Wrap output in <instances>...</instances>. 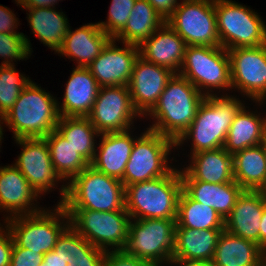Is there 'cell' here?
<instances>
[{
	"mask_svg": "<svg viewBox=\"0 0 266 266\" xmlns=\"http://www.w3.org/2000/svg\"><path fill=\"white\" fill-rule=\"evenodd\" d=\"M205 97L187 78L174 73L161 93L158 103L147 114L156 120L147 129L176 142L191 126Z\"/></svg>",
	"mask_w": 266,
	"mask_h": 266,
	"instance_id": "6da1fadb",
	"label": "cell"
},
{
	"mask_svg": "<svg viewBox=\"0 0 266 266\" xmlns=\"http://www.w3.org/2000/svg\"><path fill=\"white\" fill-rule=\"evenodd\" d=\"M62 185L60 202L65 209H88L100 212L125 209V186L114 177L91 165Z\"/></svg>",
	"mask_w": 266,
	"mask_h": 266,
	"instance_id": "7a4b0ae2",
	"label": "cell"
},
{
	"mask_svg": "<svg viewBox=\"0 0 266 266\" xmlns=\"http://www.w3.org/2000/svg\"><path fill=\"white\" fill-rule=\"evenodd\" d=\"M58 105L53 95L30 81L1 119L13 131L14 139L44 138L56 130Z\"/></svg>",
	"mask_w": 266,
	"mask_h": 266,
	"instance_id": "3957f363",
	"label": "cell"
},
{
	"mask_svg": "<svg viewBox=\"0 0 266 266\" xmlns=\"http://www.w3.org/2000/svg\"><path fill=\"white\" fill-rule=\"evenodd\" d=\"M231 95L206 96L200 103L191 126L175 142L180 146L192 138L191 154L223 148L231 123L244 104Z\"/></svg>",
	"mask_w": 266,
	"mask_h": 266,
	"instance_id": "277c9868",
	"label": "cell"
},
{
	"mask_svg": "<svg viewBox=\"0 0 266 266\" xmlns=\"http://www.w3.org/2000/svg\"><path fill=\"white\" fill-rule=\"evenodd\" d=\"M182 190L180 170L125 187V209L132 219H177Z\"/></svg>",
	"mask_w": 266,
	"mask_h": 266,
	"instance_id": "5b68a950",
	"label": "cell"
},
{
	"mask_svg": "<svg viewBox=\"0 0 266 266\" xmlns=\"http://www.w3.org/2000/svg\"><path fill=\"white\" fill-rule=\"evenodd\" d=\"M52 211L41 209L33 214L7 218L6 226L14 243L37 254L52 251L58 237L70 225V218L62 204L56 205Z\"/></svg>",
	"mask_w": 266,
	"mask_h": 266,
	"instance_id": "8992f818",
	"label": "cell"
},
{
	"mask_svg": "<svg viewBox=\"0 0 266 266\" xmlns=\"http://www.w3.org/2000/svg\"><path fill=\"white\" fill-rule=\"evenodd\" d=\"M220 46L226 50L266 44V25L257 12L231 0H214Z\"/></svg>",
	"mask_w": 266,
	"mask_h": 266,
	"instance_id": "52a82bcc",
	"label": "cell"
},
{
	"mask_svg": "<svg viewBox=\"0 0 266 266\" xmlns=\"http://www.w3.org/2000/svg\"><path fill=\"white\" fill-rule=\"evenodd\" d=\"M129 223L127 241L123 251L147 261L151 266L172 263L176 220L133 219Z\"/></svg>",
	"mask_w": 266,
	"mask_h": 266,
	"instance_id": "ba28073f",
	"label": "cell"
},
{
	"mask_svg": "<svg viewBox=\"0 0 266 266\" xmlns=\"http://www.w3.org/2000/svg\"><path fill=\"white\" fill-rule=\"evenodd\" d=\"M180 69L178 74L205 96L214 95L209 93L213 88L226 91L232 88L230 58L222 46H186ZM204 88L208 91L205 92Z\"/></svg>",
	"mask_w": 266,
	"mask_h": 266,
	"instance_id": "9c48e42d",
	"label": "cell"
},
{
	"mask_svg": "<svg viewBox=\"0 0 266 266\" xmlns=\"http://www.w3.org/2000/svg\"><path fill=\"white\" fill-rule=\"evenodd\" d=\"M65 210L70 218V226L93 246L104 251H109L108 247L112 251L124 249L131 220L126 209L110 212Z\"/></svg>",
	"mask_w": 266,
	"mask_h": 266,
	"instance_id": "30bf717a",
	"label": "cell"
},
{
	"mask_svg": "<svg viewBox=\"0 0 266 266\" xmlns=\"http://www.w3.org/2000/svg\"><path fill=\"white\" fill-rule=\"evenodd\" d=\"M175 142L160 133L147 129L133 144L131 155L121 180L130 184L150 181L167 175L172 169L167 160Z\"/></svg>",
	"mask_w": 266,
	"mask_h": 266,
	"instance_id": "8fae6325",
	"label": "cell"
},
{
	"mask_svg": "<svg viewBox=\"0 0 266 266\" xmlns=\"http://www.w3.org/2000/svg\"><path fill=\"white\" fill-rule=\"evenodd\" d=\"M166 23L187 46H220L214 0H183Z\"/></svg>",
	"mask_w": 266,
	"mask_h": 266,
	"instance_id": "7c38bea8",
	"label": "cell"
},
{
	"mask_svg": "<svg viewBox=\"0 0 266 266\" xmlns=\"http://www.w3.org/2000/svg\"><path fill=\"white\" fill-rule=\"evenodd\" d=\"M137 116L141 115L133 105L128 86H104L87 117L102 134L129 130Z\"/></svg>",
	"mask_w": 266,
	"mask_h": 266,
	"instance_id": "4fadbf2b",
	"label": "cell"
},
{
	"mask_svg": "<svg viewBox=\"0 0 266 266\" xmlns=\"http://www.w3.org/2000/svg\"><path fill=\"white\" fill-rule=\"evenodd\" d=\"M232 89H239L252 101L266 100V44L227 50Z\"/></svg>",
	"mask_w": 266,
	"mask_h": 266,
	"instance_id": "5bb4252c",
	"label": "cell"
},
{
	"mask_svg": "<svg viewBox=\"0 0 266 266\" xmlns=\"http://www.w3.org/2000/svg\"><path fill=\"white\" fill-rule=\"evenodd\" d=\"M111 39L102 52L87 66L100 87L128 86L135 61L140 55L139 46L123 43L116 46Z\"/></svg>",
	"mask_w": 266,
	"mask_h": 266,
	"instance_id": "9a60e30c",
	"label": "cell"
},
{
	"mask_svg": "<svg viewBox=\"0 0 266 266\" xmlns=\"http://www.w3.org/2000/svg\"><path fill=\"white\" fill-rule=\"evenodd\" d=\"M23 148L14 164L38 195L45 194L61 181L51 161L45 138L15 139Z\"/></svg>",
	"mask_w": 266,
	"mask_h": 266,
	"instance_id": "2e32d148",
	"label": "cell"
},
{
	"mask_svg": "<svg viewBox=\"0 0 266 266\" xmlns=\"http://www.w3.org/2000/svg\"><path fill=\"white\" fill-rule=\"evenodd\" d=\"M174 72L169 68L146 61L139 55L135 61L128 88L135 109L146 116L158 103L168 80Z\"/></svg>",
	"mask_w": 266,
	"mask_h": 266,
	"instance_id": "e0dca14e",
	"label": "cell"
},
{
	"mask_svg": "<svg viewBox=\"0 0 266 266\" xmlns=\"http://www.w3.org/2000/svg\"><path fill=\"white\" fill-rule=\"evenodd\" d=\"M266 206V191L244 190L224 220V230L260 246V221Z\"/></svg>",
	"mask_w": 266,
	"mask_h": 266,
	"instance_id": "ac0fdd59",
	"label": "cell"
},
{
	"mask_svg": "<svg viewBox=\"0 0 266 266\" xmlns=\"http://www.w3.org/2000/svg\"><path fill=\"white\" fill-rule=\"evenodd\" d=\"M38 196L15 165L0 167V210L10 212L5 219L40 211L34 204Z\"/></svg>",
	"mask_w": 266,
	"mask_h": 266,
	"instance_id": "d6986e66",
	"label": "cell"
},
{
	"mask_svg": "<svg viewBox=\"0 0 266 266\" xmlns=\"http://www.w3.org/2000/svg\"><path fill=\"white\" fill-rule=\"evenodd\" d=\"M186 46L185 41L165 22L139 46V50L146 61L178 73Z\"/></svg>",
	"mask_w": 266,
	"mask_h": 266,
	"instance_id": "ffe728a7",
	"label": "cell"
},
{
	"mask_svg": "<svg viewBox=\"0 0 266 266\" xmlns=\"http://www.w3.org/2000/svg\"><path fill=\"white\" fill-rule=\"evenodd\" d=\"M100 135L99 150L96 149L90 165L107 176L122 180L134 141L137 138H132L130 129Z\"/></svg>",
	"mask_w": 266,
	"mask_h": 266,
	"instance_id": "44dd1931",
	"label": "cell"
},
{
	"mask_svg": "<svg viewBox=\"0 0 266 266\" xmlns=\"http://www.w3.org/2000/svg\"><path fill=\"white\" fill-rule=\"evenodd\" d=\"M99 89L100 86L90 70L76 66L67 81L62 106L58 105L60 117H87Z\"/></svg>",
	"mask_w": 266,
	"mask_h": 266,
	"instance_id": "7402d4cb",
	"label": "cell"
},
{
	"mask_svg": "<svg viewBox=\"0 0 266 266\" xmlns=\"http://www.w3.org/2000/svg\"><path fill=\"white\" fill-rule=\"evenodd\" d=\"M190 165L180 170L182 180L219 184L234 181L233 155L224 148L192 154Z\"/></svg>",
	"mask_w": 266,
	"mask_h": 266,
	"instance_id": "603a6c76",
	"label": "cell"
},
{
	"mask_svg": "<svg viewBox=\"0 0 266 266\" xmlns=\"http://www.w3.org/2000/svg\"><path fill=\"white\" fill-rule=\"evenodd\" d=\"M112 38L108 36L98 23L83 25L75 31L70 26L58 54L73 58L77 67H87L102 52Z\"/></svg>",
	"mask_w": 266,
	"mask_h": 266,
	"instance_id": "cb8c5ba5",
	"label": "cell"
},
{
	"mask_svg": "<svg viewBox=\"0 0 266 266\" xmlns=\"http://www.w3.org/2000/svg\"><path fill=\"white\" fill-rule=\"evenodd\" d=\"M223 230L175 227L172 261L211 262Z\"/></svg>",
	"mask_w": 266,
	"mask_h": 266,
	"instance_id": "d4e9b609",
	"label": "cell"
},
{
	"mask_svg": "<svg viewBox=\"0 0 266 266\" xmlns=\"http://www.w3.org/2000/svg\"><path fill=\"white\" fill-rule=\"evenodd\" d=\"M211 263L213 266H266V252L259 244L223 230Z\"/></svg>",
	"mask_w": 266,
	"mask_h": 266,
	"instance_id": "484cf974",
	"label": "cell"
},
{
	"mask_svg": "<svg viewBox=\"0 0 266 266\" xmlns=\"http://www.w3.org/2000/svg\"><path fill=\"white\" fill-rule=\"evenodd\" d=\"M182 189L193 200L212 207L224 220L244 191L235 181L213 184L199 180H182Z\"/></svg>",
	"mask_w": 266,
	"mask_h": 266,
	"instance_id": "4316f807",
	"label": "cell"
},
{
	"mask_svg": "<svg viewBox=\"0 0 266 266\" xmlns=\"http://www.w3.org/2000/svg\"><path fill=\"white\" fill-rule=\"evenodd\" d=\"M266 136V118L250 112L243 106L230 125L224 149L234 154L261 144Z\"/></svg>",
	"mask_w": 266,
	"mask_h": 266,
	"instance_id": "83f0119b",
	"label": "cell"
},
{
	"mask_svg": "<svg viewBox=\"0 0 266 266\" xmlns=\"http://www.w3.org/2000/svg\"><path fill=\"white\" fill-rule=\"evenodd\" d=\"M67 266H102L106 251L93 246L70 225L58 237L55 247Z\"/></svg>",
	"mask_w": 266,
	"mask_h": 266,
	"instance_id": "f1b7e54d",
	"label": "cell"
},
{
	"mask_svg": "<svg viewBox=\"0 0 266 266\" xmlns=\"http://www.w3.org/2000/svg\"><path fill=\"white\" fill-rule=\"evenodd\" d=\"M165 22L147 0H136L125 27L113 39L140 46Z\"/></svg>",
	"mask_w": 266,
	"mask_h": 266,
	"instance_id": "f546056e",
	"label": "cell"
},
{
	"mask_svg": "<svg viewBox=\"0 0 266 266\" xmlns=\"http://www.w3.org/2000/svg\"><path fill=\"white\" fill-rule=\"evenodd\" d=\"M234 181L244 190L266 191V160L261 144L233 154Z\"/></svg>",
	"mask_w": 266,
	"mask_h": 266,
	"instance_id": "4dcf8cb0",
	"label": "cell"
},
{
	"mask_svg": "<svg viewBox=\"0 0 266 266\" xmlns=\"http://www.w3.org/2000/svg\"><path fill=\"white\" fill-rule=\"evenodd\" d=\"M29 25L43 44L57 52L67 35L69 23L63 12L55 7L26 8Z\"/></svg>",
	"mask_w": 266,
	"mask_h": 266,
	"instance_id": "1f68e13d",
	"label": "cell"
},
{
	"mask_svg": "<svg viewBox=\"0 0 266 266\" xmlns=\"http://www.w3.org/2000/svg\"><path fill=\"white\" fill-rule=\"evenodd\" d=\"M44 138L48 144L53 168L61 180L71 181L90 165L56 130Z\"/></svg>",
	"mask_w": 266,
	"mask_h": 266,
	"instance_id": "d6a6232c",
	"label": "cell"
},
{
	"mask_svg": "<svg viewBox=\"0 0 266 266\" xmlns=\"http://www.w3.org/2000/svg\"><path fill=\"white\" fill-rule=\"evenodd\" d=\"M56 131L89 163L92 162L96 145L95 136L100 133L88 117H60Z\"/></svg>",
	"mask_w": 266,
	"mask_h": 266,
	"instance_id": "836d02e7",
	"label": "cell"
},
{
	"mask_svg": "<svg viewBox=\"0 0 266 266\" xmlns=\"http://www.w3.org/2000/svg\"><path fill=\"white\" fill-rule=\"evenodd\" d=\"M176 227L224 229V219L212 207L193 200L182 189L178 198Z\"/></svg>",
	"mask_w": 266,
	"mask_h": 266,
	"instance_id": "e575fe53",
	"label": "cell"
},
{
	"mask_svg": "<svg viewBox=\"0 0 266 266\" xmlns=\"http://www.w3.org/2000/svg\"><path fill=\"white\" fill-rule=\"evenodd\" d=\"M15 65H0V118L13 107L23 88L31 81Z\"/></svg>",
	"mask_w": 266,
	"mask_h": 266,
	"instance_id": "d590c367",
	"label": "cell"
},
{
	"mask_svg": "<svg viewBox=\"0 0 266 266\" xmlns=\"http://www.w3.org/2000/svg\"><path fill=\"white\" fill-rule=\"evenodd\" d=\"M23 33H0V57L2 65H13V60H23L31 55L30 40ZM12 62V63H11Z\"/></svg>",
	"mask_w": 266,
	"mask_h": 266,
	"instance_id": "8d00e7d4",
	"label": "cell"
},
{
	"mask_svg": "<svg viewBox=\"0 0 266 266\" xmlns=\"http://www.w3.org/2000/svg\"><path fill=\"white\" fill-rule=\"evenodd\" d=\"M136 0H112L108 20L98 22L100 28L114 38L126 25Z\"/></svg>",
	"mask_w": 266,
	"mask_h": 266,
	"instance_id": "74e56055",
	"label": "cell"
},
{
	"mask_svg": "<svg viewBox=\"0 0 266 266\" xmlns=\"http://www.w3.org/2000/svg\"><path fill=\"white\" fill-rule=\"evenodd\" d=\"M102 266H151L147 261L125 253L123 250L106 251Z\"/></svg>",
	"mask_w": 266,
	"mask_h": 266,
	"instance_id": "f35d334b",
	"label": "cell"
},
{
	"mask_svg": "<svg viewBox=\"0 0 266 266\" xmlns=\"http://www.w3.org/2000/svg\"><path fill=\"white\" fill-rule=\"evenodd\" d=\"M42 262L43 254L20 248L14 243L9 266H39Z\"/></svg>",
	"mask_w": 266,
	"mask_h": 266,
	"instance_id": "ab89813d",
	"label": "cell"
},
{
	"mask_svg": "<svg viewBox=\"0 0 266 266\" xmlns=\"http://www.w3.org/2000/svg\"><path fill=\"white\" fill-rule=\"evenodd\" d=\"M5 229L6 231L4 230V228L0 231V266L10 265L11 252L14 246L11 232L9 231L7 226H5Z\"/></svg>",
	"mask_w": 266,
	"mask_h": 266,
	"instance_id": "60d3db41",
	"label": "cell"
},
{
	"mask_svg": "<svg viewBox=\"0 0 266 266\" xmlns=\"http://www.w3.org/2000/svg\"><path fill=\"white\" fill-rule=\"evenodd\" d=\"M18 18L16 15L5 6L0 5V33L16 34Z\"/></svg>",
	"mask_w": 266,
	"mask_h": 266,
	"instance_id": "b9f144b4",
	"label": "cell"
},
{
	"mask_svg": "<svg viewBox=\"0 0 266 266\" xmlns=\"http://www.w3.org/2000/svg\"><path fill=\"white\" fill-rule=\"evenodd\" d=\"M154 9L167 20L178 7L177 0H147Z\"/></svg>",
	"mask_w": 266,
	"mask_h": 266,
	"instance_id": "7bdbcfd3",
	"label": "cell"
},
{
	"mask_svg": "<svg viewBox=\"0 0 266 266\" xmlns=\"http://www.w3.org/2000/svg\"><path fill=\"white\" fill-rule=\"evenodd\" d=\"M22 8H41V7H54L57 1L60 0H15Z\"/></svg>",
	"mask_w": 266,
	"mask_h": 266,
	"instance_id": "ee69618b",
	"label": "cell"
},
{
	"mask_svg": "<svg viewBox=\"0 0 266 266\" xmlns=\"http://www.w3.org/2000/svg\"><path fill=\"white\" fill-rule=\"evenodd\" d=\"M43 262L47 266H67V263H64L61 257L55 254L53 250L43 255Z\"/></svg>",
	"mask_w": 266,
	"mask_h": 266,
	"instance_id": "f6af8a7d",
	"label": "cell"
},
{
	"mask_svg": "<svg viewBox=\"0 0 266 266\" xmlns=\"http://www.w3.org/2000/svg\"><path fill=\"white\" fill-rule=\"evenodd\" d=\"M260 222V247L266 252V206Z\"/></svg>",
	"mask_w": 266,
	"mask_h": 266,
	"instance_id": "bcb514c9",
	"label": "cell"
},
{
	"mask_svg": "<svg viewBox=\"0 0 266 266\" xmlns=\"http://www.w3.org/2000/svg\"><path fill=\"white\" fill-rule=\"evenodd\" d=\"M179 265V266H213L211 262H196V261H172V265Z\"/></svg>",
	"mask_w": 266,
	"mask_h": 266,
	"instance_id": "7dc6e473",
	"label": "cell"
},
{
	"mask_svg": "<svg viewBox=\"0 0 266 266\" xmlns=\"http://www.w3.org/2000/svg\"><path fill=\"white\" fill-rule=\"evenodd\" d=\"M261 146H262V149H263V152L265 155V160H266V136H265L263 142L261 143Z\"/></svg>",
	"mask_w": 266,
	"mask_h": 266,
	"instance_id": "c3c4849f",
	"label": "cell"
},
{
	"mask_svg": "<svg viewBox=\"0 0 266 266\" xmlns=\"http://www.w3.org/2000/svg\"><path fill=\"white\" fill-rule=\"evenodd\" d=\"M1 120L2 119L0 118V123L3 124L4 122L3 121L1 122ZM1 124H0V143H1V140L3 139L2 138V136H3V127L1 126Z\"/></svg>",
	"mask_w": 266,
	"mask_h": 266,
	"instance_id": "681fc988",
	"label": "cell"
},
{
	"mask_svg": "<svg viewBox=\"0 0 266 266\" xmlns=\"http://www.w3.org/2000/svg\"><path fill=\"white\" fill-rule=\"evenodd\" d=\"M39 266H47L44 262H42Z\"/></svg>",
	"mask_w": 266,
	"mask_h": 266,
	"instance_id": "f907efd6",
	"label": "cell"
}]
</instances>
